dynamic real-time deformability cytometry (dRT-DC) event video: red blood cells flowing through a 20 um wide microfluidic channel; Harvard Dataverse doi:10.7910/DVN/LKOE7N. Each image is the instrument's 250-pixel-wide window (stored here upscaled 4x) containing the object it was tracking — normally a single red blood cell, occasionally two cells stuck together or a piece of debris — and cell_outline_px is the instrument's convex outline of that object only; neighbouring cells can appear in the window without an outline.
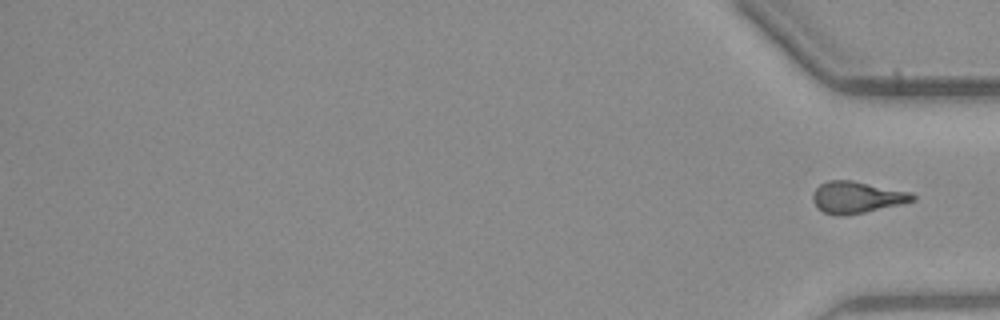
{"species": "common noctule bat (a hibernating species)", "species_latin": "Nyctalus noctula", "temperature_condition": "warm", "stored_images_in_passage": 36, "segment_of_instrument_passage": [2, 2], "camera_frame_rate_fps": 3000, "um_per_image_px": 0.085, "animal": {"sex": "male", "body_mass_g": 23.1, "forearm_length_mm": 52.7}, "frame": {"image": 1, "passage_image": 36, "time_ms": 11.667, "image_size_px": [1000, 320], "cell_outline_px": [[916, 200], [900, 204], [864, 212], [844, 216], [840, 216], [824, 212], [816, 208], [812, 200], [812, 196], [816, 188], [820, 184], [828, 180], [852, 180], [912, 192], [916, 196]], "centroid_in_image_um": [72.82, 16.76], "position_along_channel_um": 362.4, "area_um2": 18.5}}